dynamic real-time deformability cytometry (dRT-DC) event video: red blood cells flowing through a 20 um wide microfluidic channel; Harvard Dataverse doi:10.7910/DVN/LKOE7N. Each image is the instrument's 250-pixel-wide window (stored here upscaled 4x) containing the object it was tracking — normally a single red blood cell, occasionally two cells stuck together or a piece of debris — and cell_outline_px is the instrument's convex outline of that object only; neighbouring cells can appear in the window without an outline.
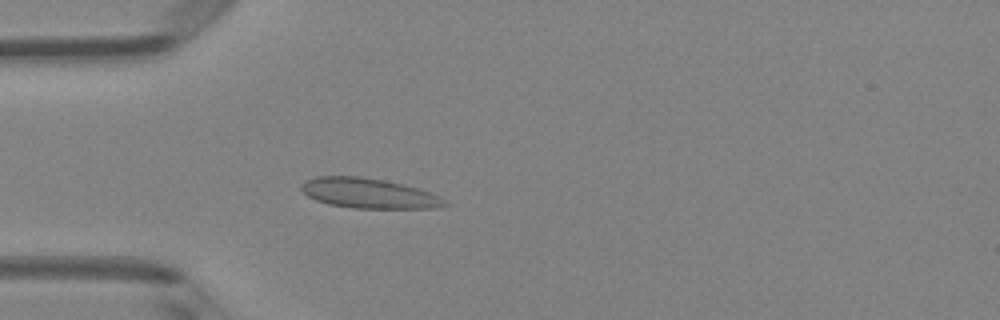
{"species": "Egyptian fruit bat (a non-hibernating species)", "species_latin": "Rousettus aegyptiacus", "temperature_condition": "room temperature", "stored_images_in_passage": 48, "camera_frame_rate_fps": 3000, "um_per_image_px": 0.085, "animal": {"sex": "female"}, "frame": {"image": 1, "passage_image": 13, "time_ms": 4.0, "image_size_px": [1000, 320], "cell_outline_px": [[452, 204], [436, 208], [352, 208], [328, 204], [316, 200], [308, 196], [300, 188], [300, 184], [304, 180], [316, 176], [360, 176], [384, 180], [404, 184], [440, 196]], "centroid_in_image_um": [31.34, 16.43], "position_along_channel_um": 53.7, "area_um2": 25.26}}
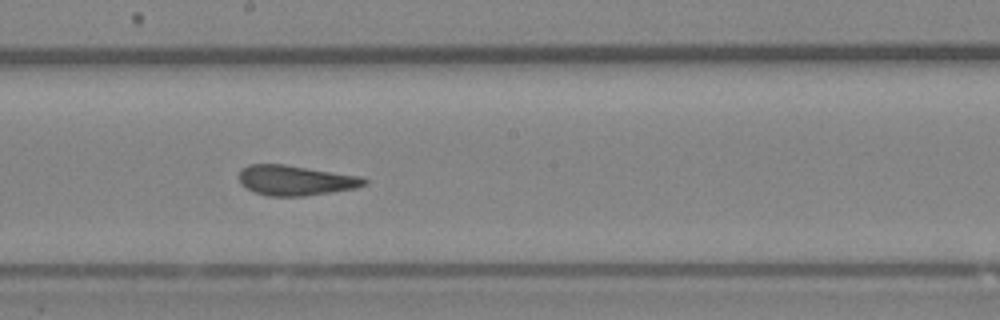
{"frame": {"image": 2, "passage_image": 26, "time_ms": 8.333, "image_size_px": [1000, 320], "cell_outline_px": [[368, 184], [356, 188], [332, 192], [304, 196], [268, 196], [256, 192], [240, 184], [240, 168], [248, 164], [284, 164], [360, 176], [368, 180]], "centroid_in_image_um": [25.13, 15.32], "position_along_channel_um": 223.1, "area_um2": 21.96}}
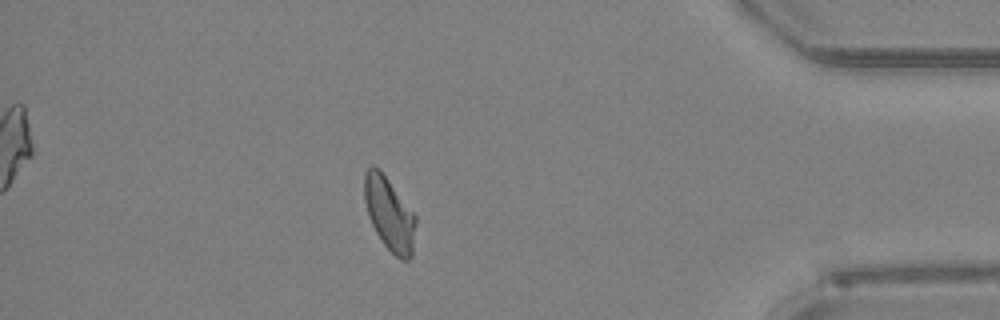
{"frame": {"image": 3, "passage_image": 42, "time_ms": 13.667, "image_size_px": [1000, 320], "cell_outline_px": [[416, 224], [412, 256], [408, 260], [400, 260], [384, 244], [376, 232], [368, 216], [364, 200], [364, 172], [372, 164], [380, 168], [416, 216]], "centroid_in_image_um": [33.09, 18.15], "position_along_channel_um": 402.1, "area_um2": 22.02}, "authors_computed_cell_mechanics": {"area_um2": 22.3686, "velocity_mm_per_s": 4.096, "shape_relaxation_time_tau1_ms": null, "shape_relaxation_time_tau2_ms": 3.0175, "deformation_change_tau1": null, "deformation_change_tau2": 0.0548}}